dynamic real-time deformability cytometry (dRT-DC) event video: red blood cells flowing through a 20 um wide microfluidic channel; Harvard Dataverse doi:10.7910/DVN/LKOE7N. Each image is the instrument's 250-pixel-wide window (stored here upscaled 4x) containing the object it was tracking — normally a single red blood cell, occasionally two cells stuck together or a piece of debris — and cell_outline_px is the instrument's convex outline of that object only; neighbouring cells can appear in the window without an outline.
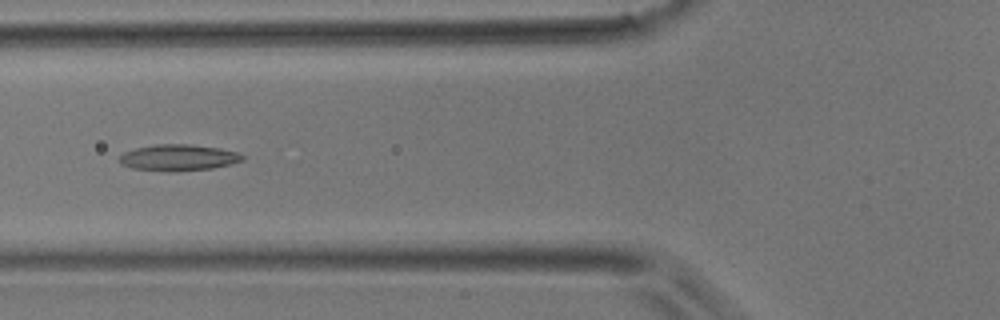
{"species": "common noctule bat (a hibernating species)", "species_latin": "Nyctalus noctula", "temperature_condition": "room temperature", "stored_images_in_passage": 4, "camera_frame_rate_fps": 3000, "um_per_image_px": 0.085, "animal": {"sex": "male", "body_mass_g": 17.9}, "frame": {"image": 1, "passage_image": 4, "time_ms": 1.0, "image_size_px": [1000, 320], "cell_outline_px": [[244, 160], [232, 164], [212, 168], [132, 168], [120, 164], [120, 156], [124, 152], [136, 148], [156, 144], [188, 144], [220, 148], [236, 152], [244, 156]], "centroid_in_image_um": [15.21, 13.33], "position_along_channel_um": 110.6, "area_um2": 17.69}}